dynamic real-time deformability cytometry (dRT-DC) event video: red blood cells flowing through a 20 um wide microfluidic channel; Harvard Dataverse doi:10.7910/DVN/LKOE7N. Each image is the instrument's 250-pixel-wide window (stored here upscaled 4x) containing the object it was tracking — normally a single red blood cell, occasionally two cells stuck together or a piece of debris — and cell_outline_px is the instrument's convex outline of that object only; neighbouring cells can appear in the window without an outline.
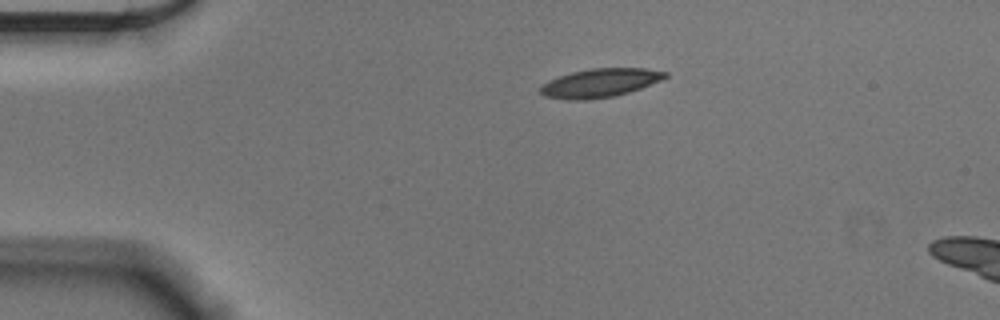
{"species": "Egyptian fruit bat (a non-hibernating species)", "species_latin": "Rousettus aegyptiacus", "temperature_condition": "cold", "stored_images_in_passage": 6, "camera_frame_rate_fps": 3000, "um_per_image_px": 0.085, "animal": {"sex": "male"}, "frame": {"image": 1, "passage_image": 1, "time_ms": 0.0, "image_size_px": [1000, 320], "cell_outline_px": [[668, 76], [660, 80], [640, 88], [616, 96], [588, 100], [568, 100], [544, 96], [540, 92], [540, 88], [548, 80], [572, 72], [588, 68], [644, 68], [668, 72]], "centroid_in_image_um": [50.99, 7.05], "position_along_channel_um": 34.0, "area_um2": 20.81}}